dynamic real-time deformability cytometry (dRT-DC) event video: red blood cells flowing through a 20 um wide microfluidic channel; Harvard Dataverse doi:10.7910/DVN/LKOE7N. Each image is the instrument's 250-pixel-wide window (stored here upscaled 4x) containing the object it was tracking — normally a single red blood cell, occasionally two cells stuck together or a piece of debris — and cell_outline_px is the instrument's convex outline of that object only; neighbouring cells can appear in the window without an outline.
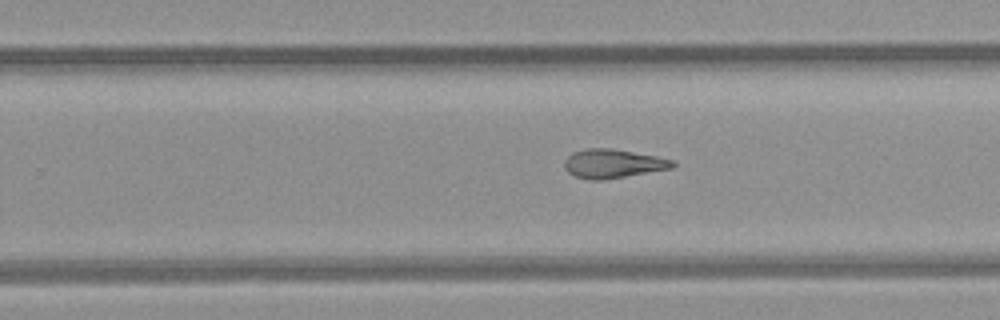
{"species": "common noctule bat (a hibernating species)", "species_latin": "Nyctalus noctula", "temperature_condition": "room temperature", "stored_images_in_passage": 9, "camera_frame_rate_fps": 3000, "um_per_image_px": 0.085, "animal": {"sex": "female", "body_mass_g": 21.9}, "frame": {"image": 1, "passage_image": 9, "time_ms": 9.667, "image_size_px": [1000, 320], "cell_outline_px": [[676, 164], [672, 168], [604, 180], [588, 180], [576, 176], [568, 172], [564, 168], [564, 160], [572, 152], [588, 148], [612, 148], [656, 156], [676, 160]], "centroid_in_image_um": [52.1, 13.9], "position_along_channel_um": 277.7, "area_um2": 18.32}}